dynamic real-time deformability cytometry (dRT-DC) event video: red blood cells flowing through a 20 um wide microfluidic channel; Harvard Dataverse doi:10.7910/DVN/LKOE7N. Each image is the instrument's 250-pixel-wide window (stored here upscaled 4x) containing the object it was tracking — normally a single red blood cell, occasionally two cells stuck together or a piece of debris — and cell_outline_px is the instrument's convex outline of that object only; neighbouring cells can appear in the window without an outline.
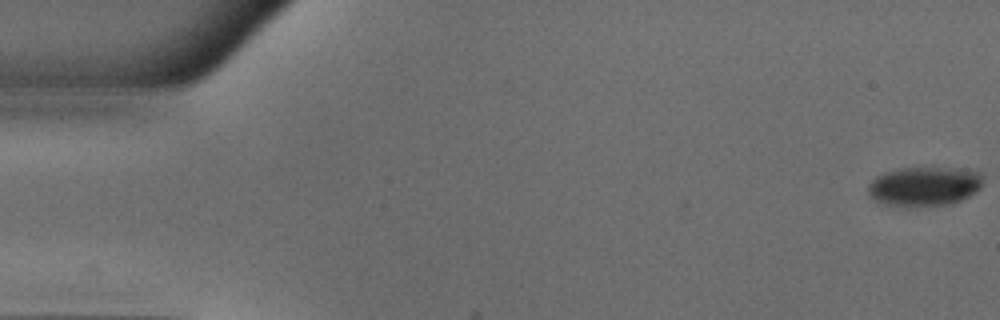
{"species": "common noctule bat (a hibernating species)", "species_latin": "Nyctalus noctula", "temperature_condition": "warm", "stored_images_in_passage": 12, "camera_frame_rate_fps": 3000, "um_per_image_px": 0.085, "animal": {"sex": "male", "body_mass_g": 18.8}, "frame": {"image": 1, "passage_image": 1, "time_ms": 0.0, "image_size_px": [1000, 320], "cell_outline_px": [[980, 188], [968, 196], [952, 204], [908, 208], [884, 204], [868, 196], [868, 184], [876, 176], [884, 172], [900, 168], [952, 168], [976, 172], [980, 176]], "centroid_in_image_um": [78.47, 15.87], "position_along_channel_um": 6.5, "area_um2": 26.36}}